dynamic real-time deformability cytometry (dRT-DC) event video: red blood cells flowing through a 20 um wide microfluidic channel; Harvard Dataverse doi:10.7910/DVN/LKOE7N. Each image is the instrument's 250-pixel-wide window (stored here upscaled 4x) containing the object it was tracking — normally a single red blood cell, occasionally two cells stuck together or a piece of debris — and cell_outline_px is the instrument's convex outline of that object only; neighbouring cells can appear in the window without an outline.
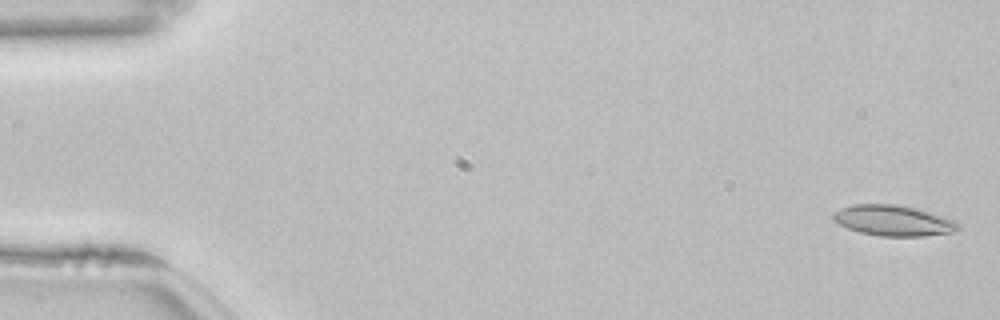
{"species": "common noctule bat (a hibernating species)", "species_latin": "Nyctalus noctula", "temperature_condition": "room temperature", "stored_images_in_passage": 54, "camera_frame_rate_fps": 3000, "um_per_image_px": 0.085, "animal": {"sex": "female", "body_mass_g": 22.7, "forearm_length_mm": 54.2}, "frame": {"image": 1, "passage_image": 2, "time_ms": 0.333, "image_size_px": [1000, 320], "cell_outline_px": [[960, 228], [952, 232], [924, 236], [880, 236], [860, 232], [848, 228], [832, 220], [832, 212], [840, 208], [852, 204], [896, 204], [916, 208], [952, 220], [960, 224]], "centroid_in_image_um": [75.87, 18.74], "position_along_channel_um": 9.1, "area_um2": 22.2}}
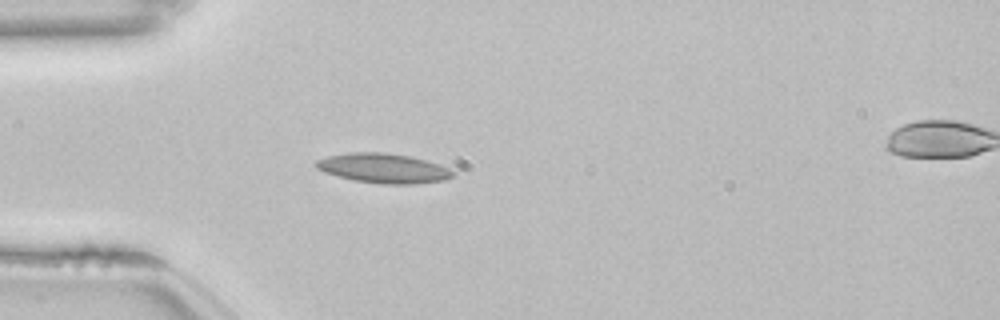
{"frame": {"image": 2, "passage_image": 16, "time_ms": 5.0, "image_size_px": [1000, 320], "cell_outline_px": [[452, 176], [444, 180], [412, 184], [384, 184], [352, 180], [336, 176], [324, 172], [316, 168], [316, 160], [328, 156], [348, 152], [384, 152], [412, 156], [440, 164], [448, 168], [452, 172]], "centroid_in_image_um": [32.56, 14.29], "position_along_channel_um": 52.4, "area_um2": 23.64}}
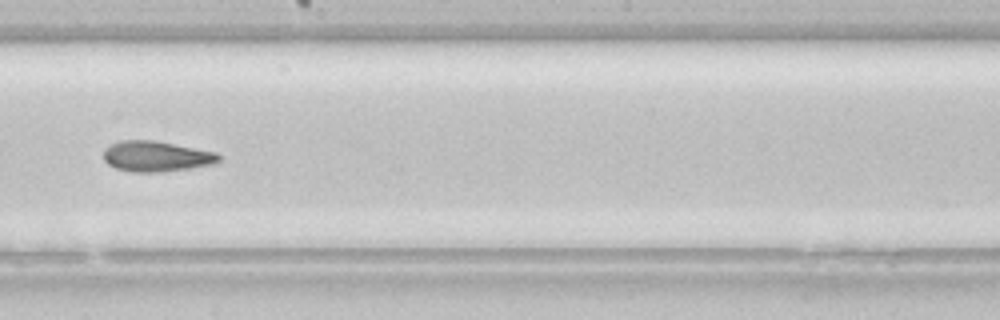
{"frame": {"image": 3, "passage_image": 31, "time_ms": 10.0, "image_size_px": [1000, 320], "cell_outline_px": [[220, 160], [212, 164], [188, 168], [156, 172], [132, 172], [116, 168], [108, 164], [104, 160], [104, 148], [120, 140], [156, 140], [216, 152], [220, 156]], "centroid_in_image_um": [13.26, 13.27], "position_along_channel_um": 234.9, "area_um2": 20.4}, "authors_computed_cell_mechanics": {"area_um2": 21.1548, "velocity_mm_per_s": 3.8426, "shape_relaxation_time_tau1_ms": null, "shape_relaxation_time_tau2_ms": 3.9144, "deformation_change_tau1": null, "deformation_change_tau2": 0.1041}}